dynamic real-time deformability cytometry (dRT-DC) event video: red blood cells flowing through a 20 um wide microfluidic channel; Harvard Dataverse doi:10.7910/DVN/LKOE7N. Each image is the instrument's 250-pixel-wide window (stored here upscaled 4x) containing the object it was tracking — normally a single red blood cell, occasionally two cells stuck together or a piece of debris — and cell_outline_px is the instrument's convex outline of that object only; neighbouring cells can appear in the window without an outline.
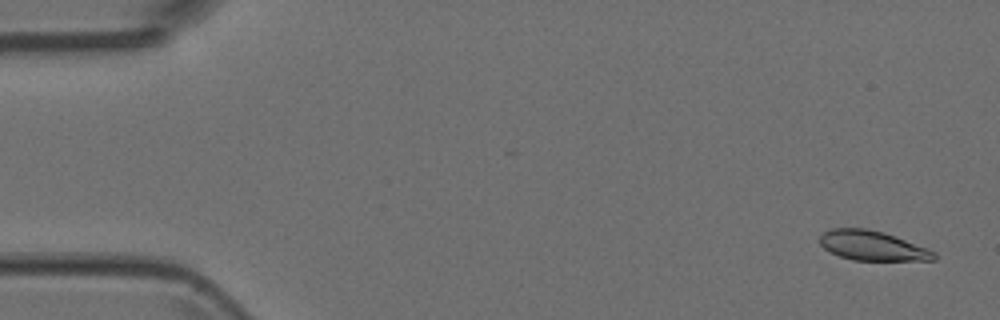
{"species": "Egyptian fruit bat (a non-hibernating species)", "species_latin": "Rousettus aegyptiacus", "temperature_condition": "room temperature", "stored_images_in_passage": 8, "camera_frame_rate_fps": 3000, "um_per_image_px": 0.085, "animal": {"sex": "female"}, "frame": {"image": 1, "passage_image": 1, "time_ms": 0.0, "image_size_px": [1000, 320], "cell_outline_px": [[936, 260], [852, 260], [840, 256], [824, 248], [820, 244], [820, 236], [824, 232], [832, 228], [864, 228], [884, 232], [928, 248], [936, 252]], "centroid_in_image_um": [74.17, 20.88], "position_along_channel_um": 10.8, "area_um2": 19.65}}
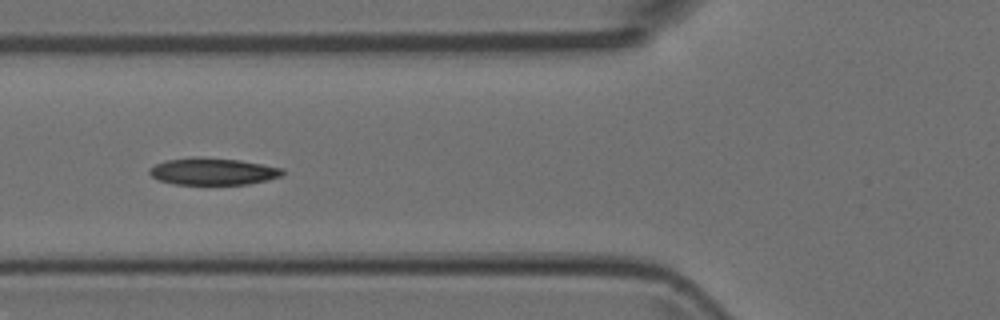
{"frame": {"image": 2, "passage_image": 6, "time_ms": 1.667, "image_size_px": [1000, 320], "cell_outline_px": [[284, 172], [280, 176], [268, 180], [248, 184], [176, 184], [160, 180], [152, 176], [148, 172], [148, 168], [164, 160], [192, 156], [200, 156], [240, 160], [264, 164], [284, 168]], "centroid_in_image_um": [18.09, 14.55], "position_along_channel_um": 107.7, "area_um2": 21.15}}
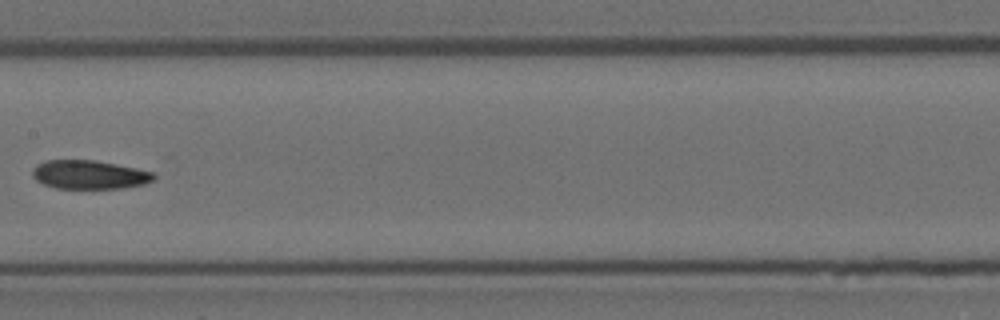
{"frame": {"image": 3, "passage_image": 8, "time_ms": 2.333, "image_size_px": [1000, 320], "cell_outline_px": [[156, 176], [152, 180], [144, 184], [124, 188], [56, 188], [44, 184], [36, 180], [32, 176], [32, 168], [36, 164], [48, 160], [92, 160], [136, 168], [156, 172]], "centroid_in_image_um": [7.59, 14.84], "position_along_channel_um": 199.8, "area_um2": 20.29}}